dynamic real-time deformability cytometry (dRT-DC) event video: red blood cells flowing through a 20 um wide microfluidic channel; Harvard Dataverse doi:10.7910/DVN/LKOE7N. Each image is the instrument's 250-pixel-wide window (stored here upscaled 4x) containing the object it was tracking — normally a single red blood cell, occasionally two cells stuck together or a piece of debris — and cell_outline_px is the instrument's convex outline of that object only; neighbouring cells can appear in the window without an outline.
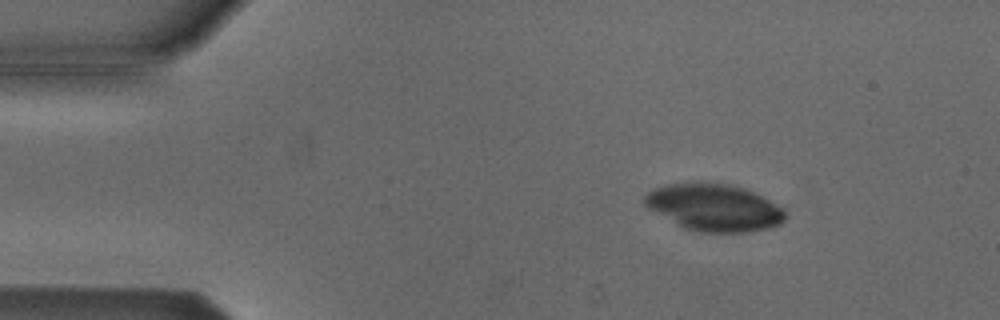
{"species": "Egyptian fruit bat (a non-hibernating species)", "species_latin": "Rousettus aegyptiacus", "temperature_condition": "cold", "stored_images_in_passage": 5, "camera_frame_rate_fps": 3000, "um_per_image_px": 0.085, "animal": {"sex": "male"}, "frame": {"image": 1, "passage_image": 3, "time_ms": 0.667, "image_size_px": [1000, 320], "cell_outline_px": [[784, 220], [780, 224], [768, 228], [748, 232], [700, 232], [684, 228], [676, 224], [648, 208], [644, 204], [644, 196], [648, 192], [656, 188], [668, 184], [688, 180], [696, 180], [732, 184], [748, 188], [764, 196], [780, 208], [784, 212]], "centroid_in_image_um": [60.67, 17.59], "position_along_channel_um": 24.3, "area_um2": 39.13}}